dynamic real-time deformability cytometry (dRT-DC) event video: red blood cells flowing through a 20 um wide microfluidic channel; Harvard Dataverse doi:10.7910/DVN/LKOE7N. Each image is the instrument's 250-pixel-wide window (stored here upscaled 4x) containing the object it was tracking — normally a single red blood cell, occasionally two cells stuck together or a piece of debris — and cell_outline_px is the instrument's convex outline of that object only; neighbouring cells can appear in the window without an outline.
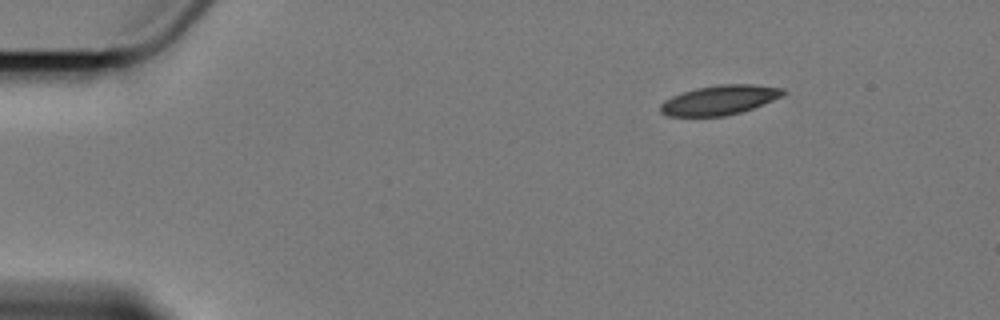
{"species": "Egyptian fruit bat (a non-hibernating species)", "species_latin": "Rousettus aegyptiacus", "temperature_condition": "cold", "stored_images_in_passage": 2, "camera_frame_rate_fps": 3000, "um_per_image_px": 0.085, "animal": {"sex": "female"}, "frame": {"image": 1, "passage_image": 1, "time_ms": 0.0, "image_size_px": [1000, 320], "cell_outline_px": [[788, 92], [784, 96], [752, 108], [740, 112], [724, 116], [668, 116], [660, 112], [660, 104], [664, 100], [672, 96], [696, 88], [716, 84], [752, 84], [784, 88]], "centroid_in_image_um": [61.19, 8.49], "position_along_channel_um": 23.8, "area_um2": 21.21}}